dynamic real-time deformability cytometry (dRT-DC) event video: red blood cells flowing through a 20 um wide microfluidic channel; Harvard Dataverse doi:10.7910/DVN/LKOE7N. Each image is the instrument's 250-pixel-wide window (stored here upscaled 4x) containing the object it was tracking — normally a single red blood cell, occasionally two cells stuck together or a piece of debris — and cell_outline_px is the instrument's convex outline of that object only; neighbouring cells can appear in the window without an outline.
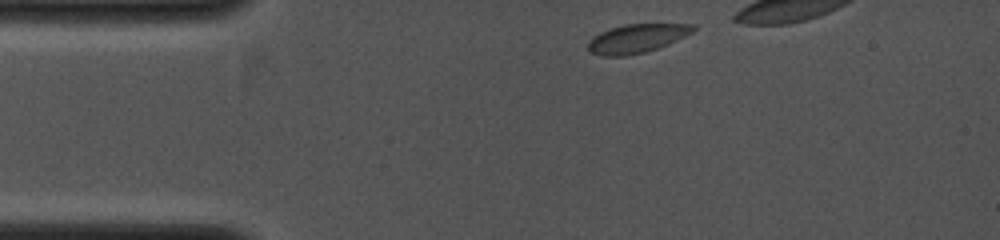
{"species": "common noctule bat (a hibernating species)", "species_latin": "Nyctalus noctula", "temperature_condition": "cold", "stored_images_in_passage": 17, "camera_frame_rate_fps": 4000, "um_per_image_px": 0.085, "animal": {"sex": "female", "body_mass_g": 19.0, "forearm_length_mm": 53.3}, "frame": {"image": 1, "passage_image": 1, "time_ms": 0.0, "image_size_px": [1000, 240], "cell_outline_px": [[696, 28], [692, 32], [668, 44], [644, 52], [624, 56], [600, 56], [592, 52], [588, 48], [588, 40], [592, 36], [600, 32], [624, 24], [696, 24]], "centroid_in_image_um": [54.1, 3.26], "position_along_channel_um": 30.9, "area_um2": 17.46}}
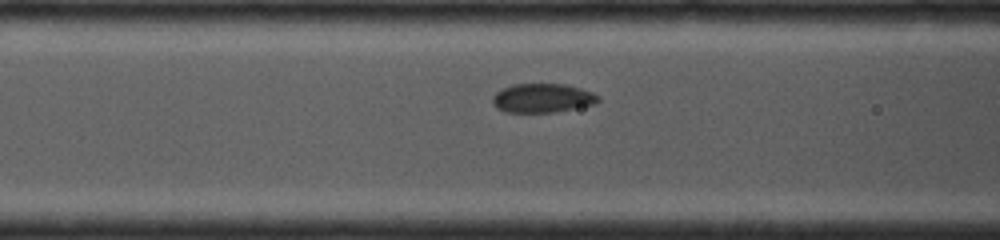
{"frame": {"image": 2, "passage_image": 12, "time_ms": 2.5, "image_size_px": [1000, 240], "cell_outline_px": [[600, 100], [596, 104], [556, 112], [504, 112], [496, 108], [492, 104], [492, 96], [496, 92], [512, 84], [568, 84], [592, 92], [600, 96]], "centroid_in_image_um": [46.12, 8.34], "position_along_channel_um": 120.5, "area_um2": 18.09}}
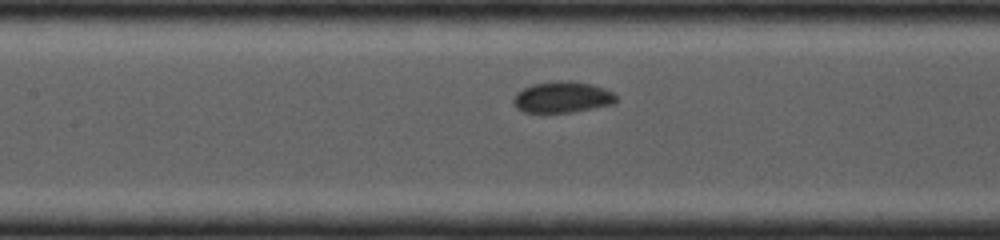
{"frame": {"image": 3, "passage_image": 15, "time_ms": 3.25, "image_size_px": [1000, 240], "cell_outline_px": [[616, 100], [612, 104], [572, 112], [540, 116], [524, 112], [516, 108], [512, 104], [512, 100], [516, 92], [532, 84], [556, 80], [568, 80], [592, 84], [604, 88], [612, 92], [616, 96]], "centroid_in_image_um": [47.7, 8.29], "position_along_channel_um": 159.7, "area_um2": 19.42}}